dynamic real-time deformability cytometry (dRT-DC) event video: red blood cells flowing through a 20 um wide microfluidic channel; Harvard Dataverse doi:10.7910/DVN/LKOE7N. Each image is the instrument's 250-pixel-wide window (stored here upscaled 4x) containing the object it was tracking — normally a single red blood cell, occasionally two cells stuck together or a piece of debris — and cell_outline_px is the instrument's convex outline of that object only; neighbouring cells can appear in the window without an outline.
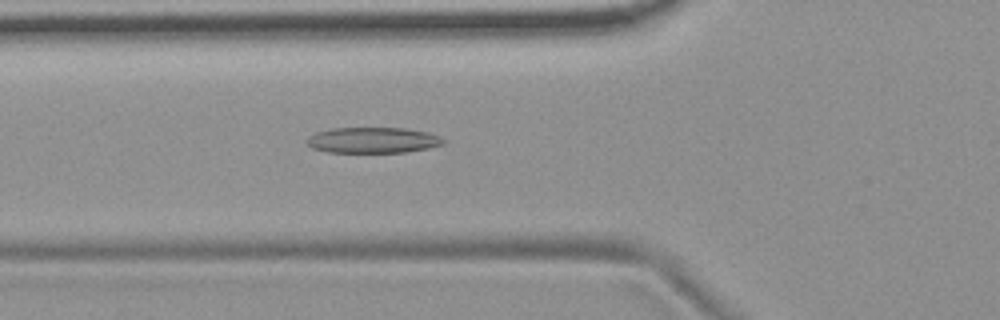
{"species": "common noctule bat (a hibernating species)", "species_latin": "Nyctalus noctula", "temperature_condition": "room temperature", "stored_images_in_passage": 53, "camera_frame_rate_fps": 3000, "um_per_image_px": 0.085, "animal": {"sex": "female", "body_mass_g": 19.9}, "frame": {"image": 1, "passage_image": 19, "time_ms": 6.0, "image_size_px": [1000, 320], "cell_outline_px": [[448, 140], [444, 144], [428, 148], [404, 152], [328, 152], [312, 148], [304, 144], [304, 140], [308, 136], [316, 132], [332, 128], [404, 128], [428, 132], [440, 136]], "centroid_in_image_um": [31.67, 11.91], "position_along_channel_um": 94.1, "area_um2": 20.75}}
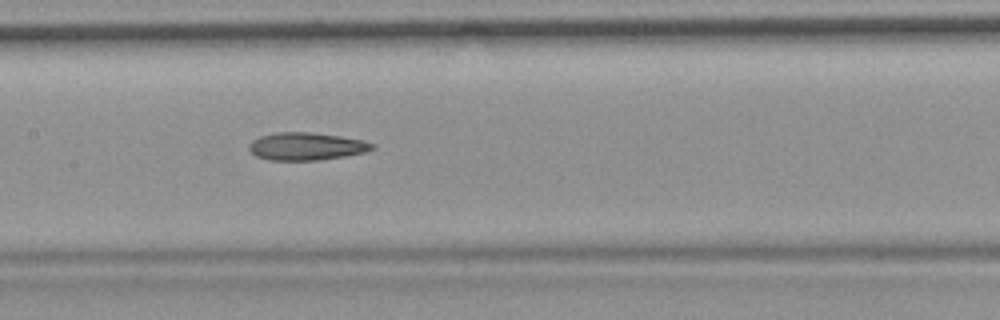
{"frame": {"image": 2, "passage_image": 26, "time_ms": 8.333, "image_size_px": [1000, 320], "cell_outline_px": [[376, 148], [364, 152], [344, 156], [320, 160], [268, 160], [256, 156], [248, 148], [248, 144], [252, 140], [260, 136], [276, 132], [312, 132], [340, 136], [364, 140], [376, 144]], "centroid_in_image_um": [26.04, 12.43], "position_along_channel_um": 181.4, "area_um2": 20.0}}
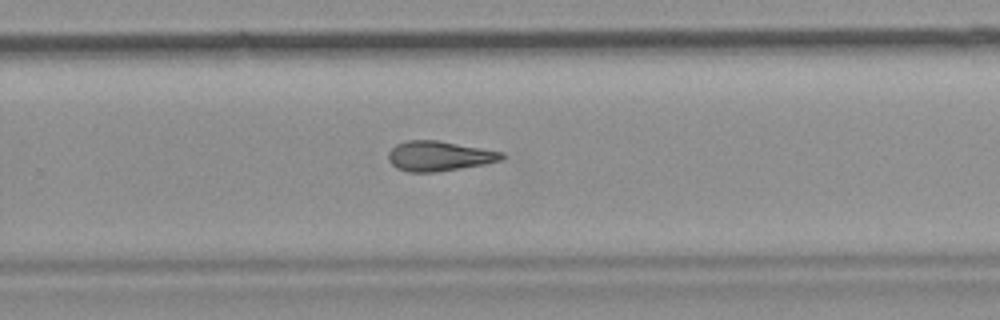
{"frame": {"image": 3, "passage_image": 35, "time_ms": 11.333, "image_size_px": [1000, 320], "cell_outline_px": [[504, 156], [500, 160], [484, 164], [436, 172], [408, 172], [396, 168], [388, 160], [388, 152], [396, 144], [408, 140], [440, 140], [504, 152]], "centroid_in_image_um": [37.3, 13.25], "position_along_channel_um": 292.5, "area_um2": 19.83}}